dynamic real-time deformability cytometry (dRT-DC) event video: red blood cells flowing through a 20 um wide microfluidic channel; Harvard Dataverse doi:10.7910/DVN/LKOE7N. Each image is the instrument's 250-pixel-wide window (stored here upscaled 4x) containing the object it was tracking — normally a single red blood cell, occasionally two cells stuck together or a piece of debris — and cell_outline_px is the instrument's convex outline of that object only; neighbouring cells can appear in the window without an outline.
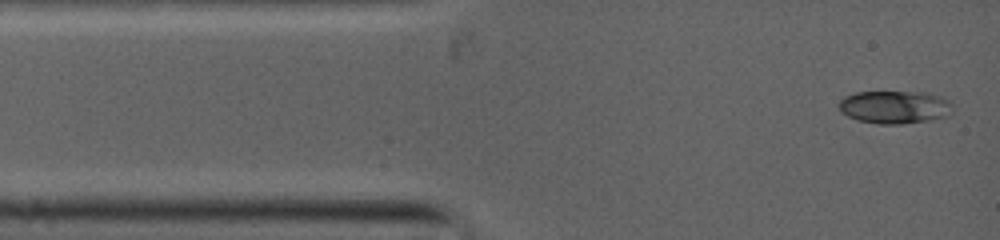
{"species": "common noctule bat (a hibernating species)", "species_latin": "Nyctalus noctula", "temperature_condition": "warm", "stored_images_in_passage": 36, "camera_frame_rate_fps": 5000, "um_per_image_px": 0.085, "animal": {"sex": "female", "body_mass_g": 19.0, "forearm_length_mm": 53.3}, "frame": {"image": 1, "passage_image": 1, "time_ms": 0.0, "image_size_px": [1000, 240], "cell_outline_px": [[952, 112], [948, 116], [928, 120], [900, 124], [880, 124], [860, 120], [848, 116], [840, 112], [840, 100], [844, 96], [856, 92], [928, 92], [944, 96], [952, 104]], "centroid_in_image_um": [76.09, 9.09], "position_along_channel_um": 8.9, "area_um2": 21.91}}
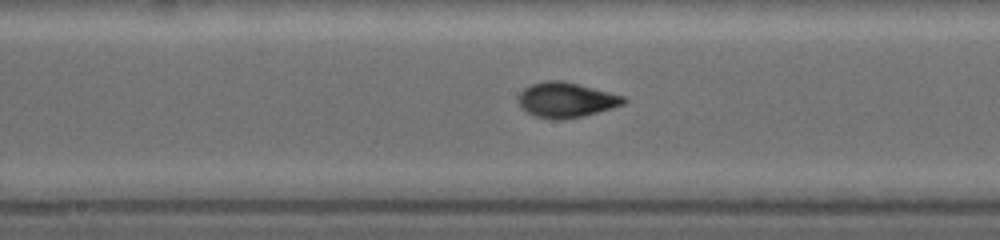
{"frame": {"image": 2, "passage_image": 22, "time_ms": 5.4, "image_size_px": [1000, 240], "cell_outline_px": [[628, 100], [620, 104], [596, 112], [580, 116], [536, 116], [528, 112], [520, 104], [520, 92], [524, 88], [532, 84], [548, 80], [556, 80], [576, 84], [624, 96]], "centroid_in_image_um": [48.11, 8.44], "position_along_channel_um": 200.1, "area_um2": 19.94}}
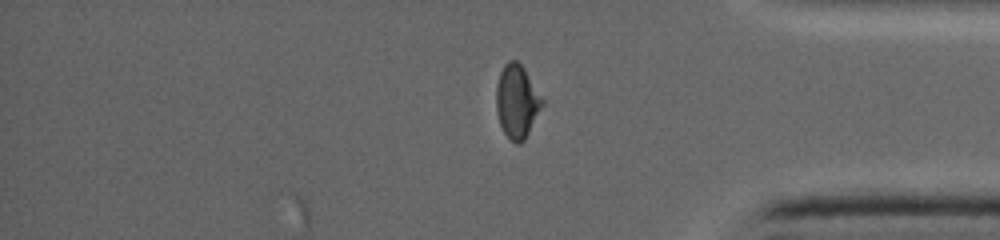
{"frame": {"image": 3, "passage_image": 36, "time_ms": 10.0, "image_size_px": [1000, 240], "cell_outline_px": [[544, 104], [524, 140], [520, 144], [516, 144], [504, 132], [500, 124], [496, 108], [496, 84], [500, 72], [504, 64], [508, 60], [516, 60], [520, 64], [544, 100]], "centroid_in_image_um": [43.93, 8.62], "position_along_channel_um": 391.3, "area_um2": 19.42}}